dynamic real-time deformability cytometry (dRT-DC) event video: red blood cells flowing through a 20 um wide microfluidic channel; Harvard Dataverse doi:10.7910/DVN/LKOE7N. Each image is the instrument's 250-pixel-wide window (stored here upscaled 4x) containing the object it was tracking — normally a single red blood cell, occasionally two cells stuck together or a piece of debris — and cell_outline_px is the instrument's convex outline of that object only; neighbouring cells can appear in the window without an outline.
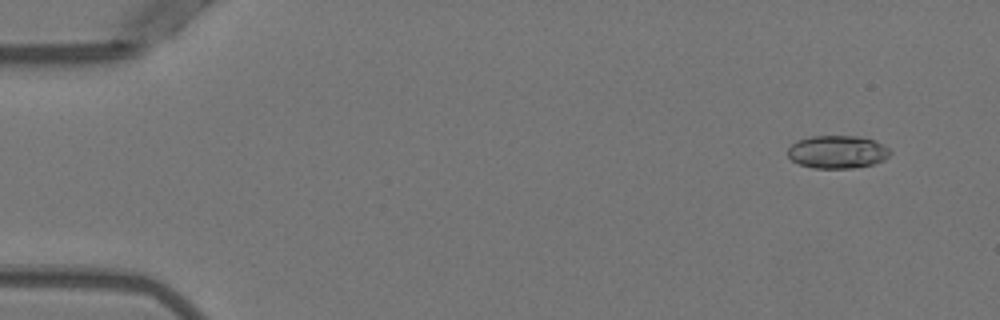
{"species": "Egyptian fruit bat (a non-hibernating species)", "species_latin": "Rousettus aegyptiacus", "temperature_condition": "warm", "stored_images_in_passage": 52, "camera_frame_rate_fps": 3000, "um_per_image_px": 0.085, "animal": {"sex": "female"}, "frame": {"image": 1, "passage_image": 4, "time_ms": 1.0, "image_size_px": [1000, 320], "cell_outline_px": [[892, 152], [884, 160], [872, 164], [852, 168], [812, 168], [800, 164], [792, 160], [788, 156], [788, 148], [796, 140], [812, 136], [856, 136], [876, 140], [884, 144]], "centroid_in_image_um": [71.19, 12.9], "position_along_channel_um": 13.8, "area_um2": 19.71}}
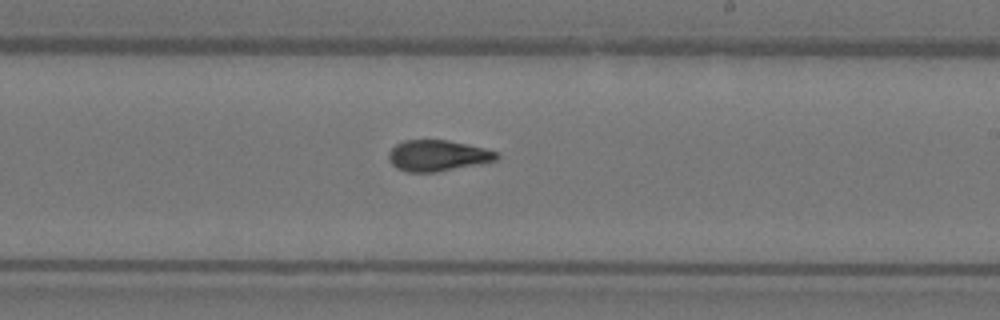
{"frame": {"image": 2, "passage_image": 31, "time_ms": 10.0, "image_size_px": [1000, 320], "cell_outline_px": [[500, 156], [496, 160], [436, 172], [404, 172], [396, 168], [388, 160], [388, 152], [396, 144], [404, 140], [448, 140], [484, 148], [496, 152]], "centroid_in_image_um": [37.14, 13.23], "position_along_channel_um": 251.9, "area_um2": 19.42}}
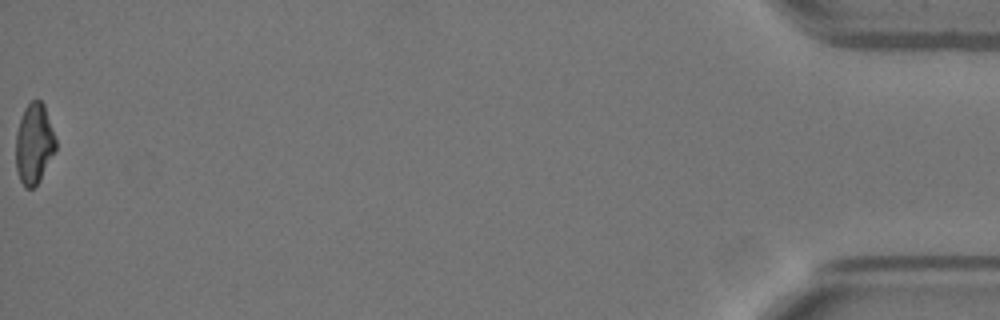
{"frame": {"image": 3, "passage_image": 52, "time_ms": 17.0, "image_size_px": [1000, 320], "cell_outline_px": [[56, 152], [40, 180], [32, 188], [24, 188], [20, 180], [16, 168], [16, 132], [24, 108], [32, 100], [40, 100], [44, 104], [56, 140]], "centroid_in_image_um": [2.9, 12.24], "position_along_channel_um": 432.3, "area_um2": 18.79}, "authors_computed_cell_mechanics": {"area_um2": 19.7387, "velocity_mm_per_s": 3.9767, "shape_relaxation_time_tau1_ms": 5.2965, "shape_relaxation_time_tau2_ms": 1.491, "deformation_change_tau1": 0.1992, "deformation_change_tau2": 0.0864}}